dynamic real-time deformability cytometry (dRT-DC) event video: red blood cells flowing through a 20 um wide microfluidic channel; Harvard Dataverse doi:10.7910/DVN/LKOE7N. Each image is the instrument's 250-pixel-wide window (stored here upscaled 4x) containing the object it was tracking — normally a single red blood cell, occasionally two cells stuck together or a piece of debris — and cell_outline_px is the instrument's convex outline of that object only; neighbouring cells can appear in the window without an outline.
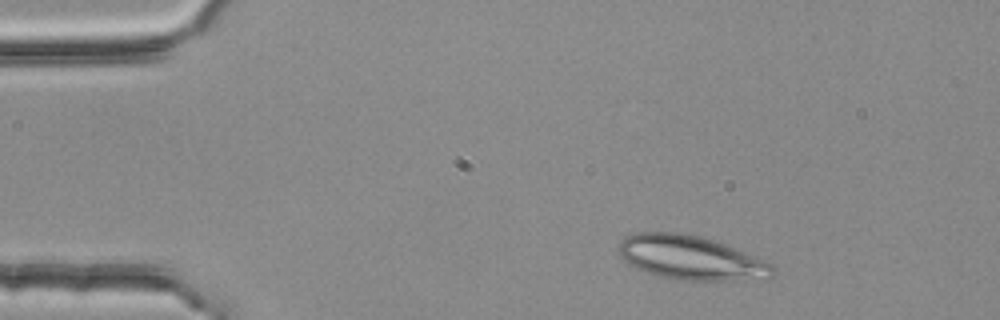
{"species": "common noctule bat (a hibernating species)", "species_latin": "Nyctalus noctula", "temperature_condition": "room temperature", "stored_images_in_passage": 2, "camera_frame_rate_fps": 3000, "um_per_image_px": 0.085, "animal": {"sex": "female", "body_mass_g": 25.1}, "frame": {"image": 1, "passage_image": 1, "time_ms": 0.0, "image_size_px": [1000, 320], "cell_outline_px": [[772, 276], [724, 280], [680, 280], [656, 276], [636, 268], [628, 264], [620, 256], [620, 240], [624, 236], [636, 232], [680, 232], [700, 236], [724, 244], [756, 256], [772, 264]], "centroid_in_image_um": [58.62, 21.89], "position_along_channel_um": 26.4, "area_um2": 39.13}}